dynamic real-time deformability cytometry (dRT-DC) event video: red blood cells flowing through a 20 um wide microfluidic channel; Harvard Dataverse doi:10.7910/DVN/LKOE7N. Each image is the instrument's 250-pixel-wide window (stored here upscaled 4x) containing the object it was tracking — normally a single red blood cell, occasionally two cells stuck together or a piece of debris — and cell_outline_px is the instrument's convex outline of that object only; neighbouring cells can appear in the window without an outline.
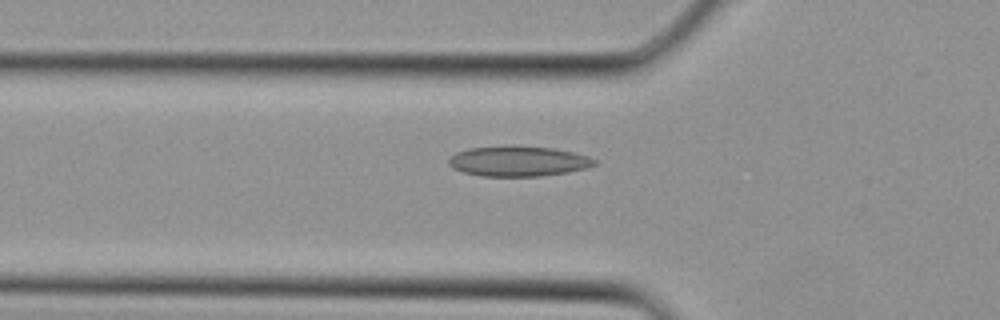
{"species": "Egyptian fruit bat (a non-hibernating species)", "species_latin": "Rousettus aegyptiacus", "temperature_condition": "cold", "stored_images_in_passage": 5, "camera_frame_rate_fps": 3000, "um_per_image_px": 0.085, "animal": {"sex": "female"}, "frame": {"image": 1, "passage_image": 5, "time_ms": 1.333, "image_size_px": [1000, 320], "cell_outline_px": [[596, 164], [584, 168], [568, 172], [540, 176], [480, 176], [464, 172], [452, 168], [448, 164], [448, 160], [456, 152], [468, 148], [512, 144], [552, 148], [572, 152], [588, 156], [596, 160]], "centroid_in_image_um": [44.01, 13.68], "position_along_channel_um": 81.8, "area_um2": 25.95}}